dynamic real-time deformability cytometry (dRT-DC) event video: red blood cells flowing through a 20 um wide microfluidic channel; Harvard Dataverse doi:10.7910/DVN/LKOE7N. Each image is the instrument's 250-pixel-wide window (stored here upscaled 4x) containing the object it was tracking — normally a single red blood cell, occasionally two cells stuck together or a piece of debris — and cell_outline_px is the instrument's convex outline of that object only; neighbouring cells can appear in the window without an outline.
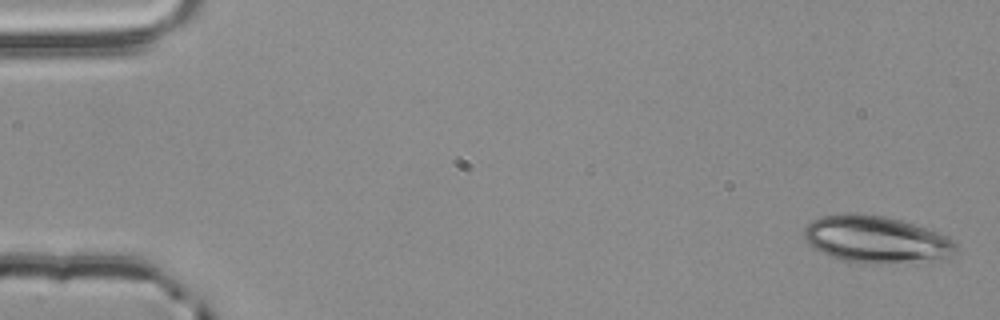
{"species": "common noctule bat (a hibernating species)", "species_latin": "Nyctalus noctula", "temperature_condition": "room temperature", "stored_images_in_passage": 5, "camera_frame_rate_fps": 3000, "um_per_image_px": 0.085, "animal": {"sex": "male", "body_mass_g": 20.4}, "frame": {"image": 1, "passage_image": 1, "time_ms": 0.0, "image_size_px": [1000, 320], "cell_outline_px": [[956, 248], [952, 256], [904, 260], [840, 260], [808, 244], [804, 240], [804, 228], [812, 220], [820, 216], [848, 212], [856, 212], [884, 216], [900, 220], [948, 236], [956, 244]], "centroid_in_image_um": [74.37, 20.25], "position_along_channel_um": 10.6, "area_um2": 39.71}}